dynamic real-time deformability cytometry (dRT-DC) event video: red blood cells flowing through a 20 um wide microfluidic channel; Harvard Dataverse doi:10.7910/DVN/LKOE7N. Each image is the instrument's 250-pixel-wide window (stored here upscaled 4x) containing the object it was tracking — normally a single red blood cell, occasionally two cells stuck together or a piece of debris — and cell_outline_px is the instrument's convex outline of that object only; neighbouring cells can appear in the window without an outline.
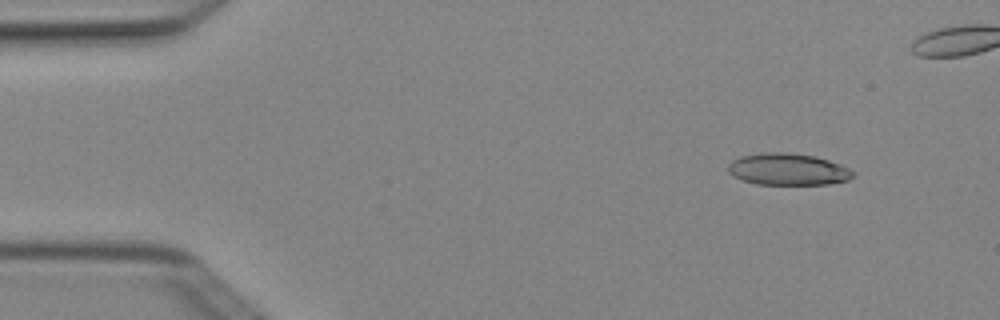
{"species": "Egyptian fruit bat (a non-hibernating species)", "species_latin": "Rousettus aegyptiacus", "temperature_condition": "cold", "stored_images_in_passage": 6, "camera_frame_rate_fps": 3000, "um_per_image_px": 0.085, "animal": {"sex": "female"}, "frame": {"image": 1, "passage_image": 1, "time_ms": 0.0, "image_size_px": [1000, 320], "cell_outline_px": [[856, 176], [848, 180], [828, 184], [756, 184], [732, 176], [728, 172], [728, 164], [732, 160], [740, 156], [764, 152], [784, 152], [816, 156], [840, 164], [856, 172]], "centroid_in_image_um": [66.98, 14.39], "position_along_channel_um": 18.0, "area_um2": 23.29}}
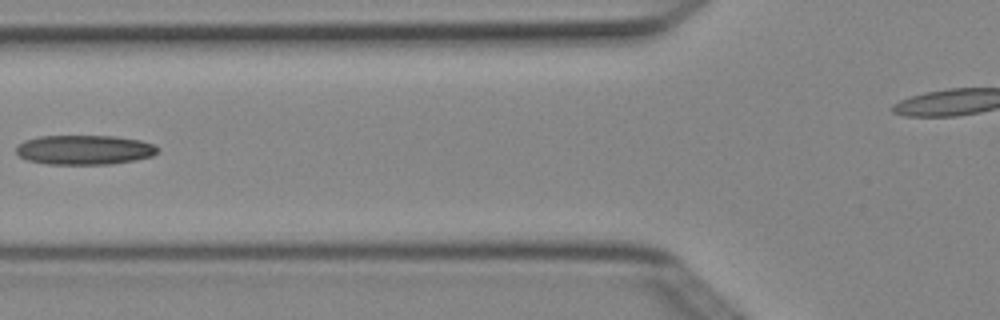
{"frame": {"image": 2, "passage_image": 5, "time_ms": 1.333, "image_size_px": [1000, 320], "cell_outline_px": [[160, 148], [152, 156], [136, 160], [112, 164], [48, 164], [28, 160], [20, 156], [16, 152], [16, 148], [24, 140], [40, 136], [116, 136], [140, 140], [152, 144]], "centroid_in_image_um": [7.19, 12.73], "position_along_channel_um": 118.6, "area_um2": 24.33}}
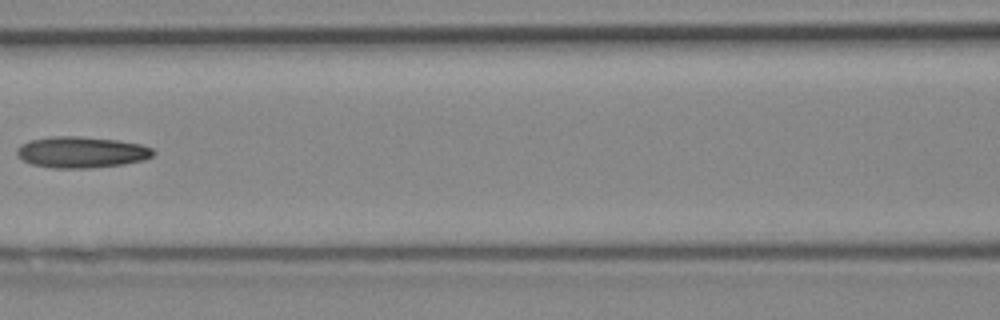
{"frame": {"image": 3, "passage_image": 6, "time_ms": 1.667, "image_size_px": [1000, 320], "cell_outline_px": [[156, 152], [152, 156], [144, 160], [124, 164], [88, 168], [52, 168], [32, 164], [24, 160], [16, 152], [16, 148], [28, 140], [52, 136], [76, 136], [116, 140], [140, 144], [152, 148]], "centroid_in_image_um": [6.93, 12.93], "position_along_channel_um": 159.7, "area_um2": 24.74}}